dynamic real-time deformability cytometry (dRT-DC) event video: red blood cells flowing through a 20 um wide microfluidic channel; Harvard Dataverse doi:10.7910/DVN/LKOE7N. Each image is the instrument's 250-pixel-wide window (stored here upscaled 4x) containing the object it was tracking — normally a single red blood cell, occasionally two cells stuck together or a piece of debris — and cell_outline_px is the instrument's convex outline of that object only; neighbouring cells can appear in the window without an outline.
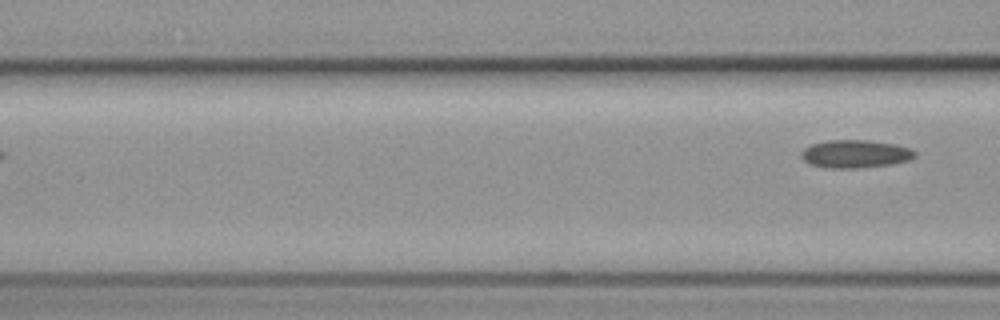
{"species": "common noctule bat (a hibernating species)", "species_latin": "Nyctalus noctula", "temperature_condition": "cold", "stored_images_in_passage": 6, "segment_of_instrument_passage": [2, 2], "camera_frame_rate_fps": 3000, "um_per_image_px": 0.085, "animal": {"sex": "female", "body_mass_g": 19.3, "forearm_length_mm": 54.1}, "frame": {"image": 1, "passage_image": 6, "time_ms": 6.667, "image_size_px": [1000, 320], "cell_outline_px": [[916, 156], [908, 160], [892, 164], [856, 168], [828, 168], [808, 164], [800, 156], [800, 152], [804, 148], [812, 144], [828, 140], [864, 140], [896, 144], [908, 148], [916, 152]], "centroid_in_image_um": [72.66, 13.08], "position_along_channel_um": 93.9, "area_um2": 18.5}}